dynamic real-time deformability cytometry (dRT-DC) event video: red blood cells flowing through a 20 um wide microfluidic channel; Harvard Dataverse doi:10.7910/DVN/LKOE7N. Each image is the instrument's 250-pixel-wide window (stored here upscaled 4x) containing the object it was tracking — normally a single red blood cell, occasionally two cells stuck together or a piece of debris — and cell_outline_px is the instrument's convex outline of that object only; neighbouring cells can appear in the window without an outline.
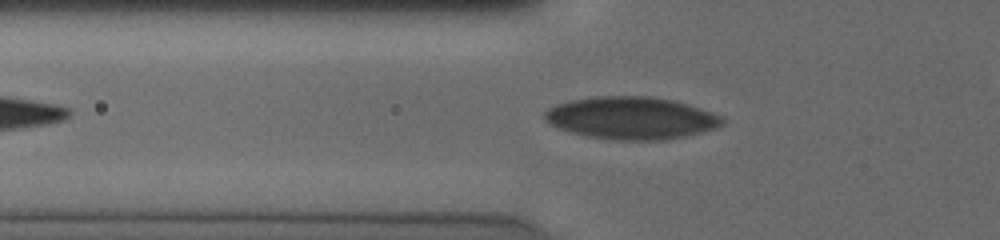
{"species": "human", "species_latin": "Homo sapiens", "temperature_condition": "cold", "stored_images_in_passage": 15, "camera_frame_rate_fps": 3000, "um_per_image_px": 0.085, "donor": {"sex": "male"}, "frame": {"image": 1, "passage_image": 3, "time_ms": 1.333, "image_size_px": [1000, 240], "cell_outline_px": [[724, 124], [716, 128], [684, 136], [664, 140], [616, 140], [588, 136], [572, 132], [548, 124], [544, 120], [544, 112], [548, 108], [556, 104], [572, 100], [596, 96], [652, 96], [672, 100], [688, 104], [712, 112], [720, 116], [724, 120]], "centroid_in_image_um": [53.65, 10.02], "position_along_channel_um": 72.2, "area_um2": 43.81}}
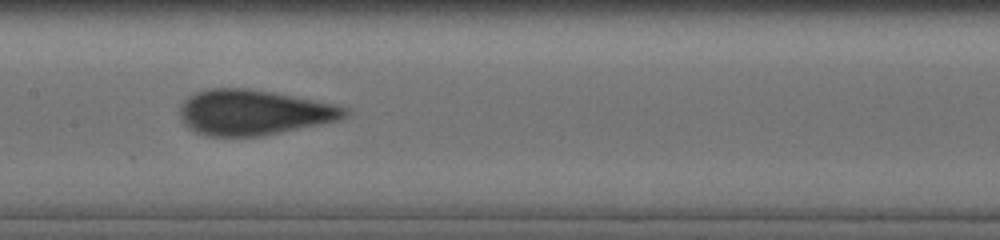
{"frame": {"image": 2, "passage_image": 9, "time_ms": 4.333, "image_size_px": [1000, 240], "cell_outline_px": [[352, 112], [340, 120], [256, 136], [208, 136], [196, 132], [188, 128], [180, 120], [180, 104], [188, 96], [196, 92], [208, 88], [248, 88], [272, 92], [336, 104], [348, 108]], "centroid_in_image_um": [21.53, 9.54], "position_along_channel_um": 185.9, "area_um2": 43.47}}
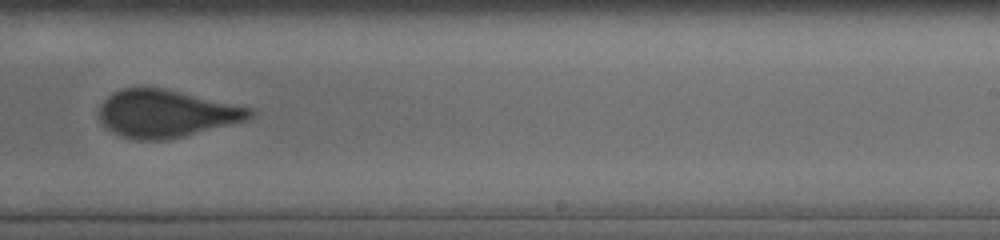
{"frame": {"image": 3, "passage_image": 14, "time_ms": 6.667, "image_size_px": [1000, 240], "cell_outline_px": [[256, 116], [248, 120], [168, 140], [132, 140], [120, 136], [104, 128], [100, 124], [100, 104], [112, 92], [120, 88], [164, 88], [256, 108]], "centroid_in_image_um": [14.16, 9.66], "position_along_channel_um": 274.8, "area_um2": 42.43}}